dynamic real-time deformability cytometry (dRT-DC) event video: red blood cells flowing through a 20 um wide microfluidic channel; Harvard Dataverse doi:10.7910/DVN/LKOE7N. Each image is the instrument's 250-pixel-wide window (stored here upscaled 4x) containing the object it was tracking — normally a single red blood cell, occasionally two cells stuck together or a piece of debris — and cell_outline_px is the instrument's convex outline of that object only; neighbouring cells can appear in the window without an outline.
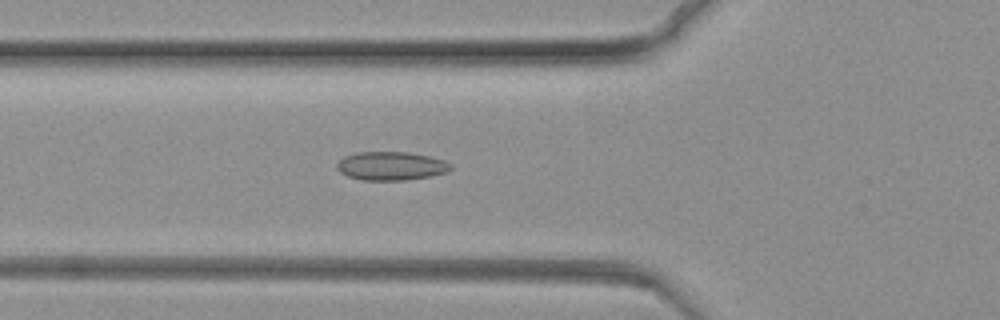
{"species": "common noctule bat (a hibernating species)", "species_latin": "Nyctalus noctula", "temperature_condition": "warm", "stored_images_in_passage": 44, "camera_frame_rate_fps": 3000, "um_per_image_px": 0.085, "animal": {"sex": "female", "body_mass_g": 19.3, "forearm_length_mm": 54.1}, "frame": {"image": 1, "passage_image": 28, "time_ms": 9.0, "image_size_px": [1000, 320], "cell_outline_px": [[452, 168], [444, 172], [432, 176], [404, 180], [364, 180], [348, 176], [340, 172], [336, 168], [336, 164], [344, 156], [356, 152], [408, 152], [428, 156], [444, 160], [452, 164]], "centroid_in_image_um": [33.23, 14.1], "position_along_channel_um": 92.6, "area_um2": 18.9}}
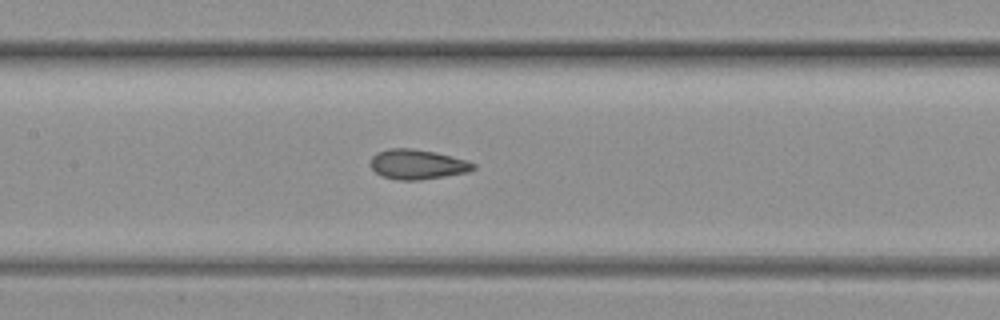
{"frame": {"image": 2, "passage_image": 37, "time_ms": 12.0, "image_size_px": [1000, 320], "cell_outline_px": [[476, 168], [468, 172], [420, 180], [396, 180], [384, 176], [376, 172], [372, 168], [372, 156], [376, 152], [388, 148], [412, 148], [436, 152], [468, 160], [476, 164]], "centroid_in_image_um": [35.51, 13.96], "position_along_channel_um": 171.9, "area_um2": 17.92}}
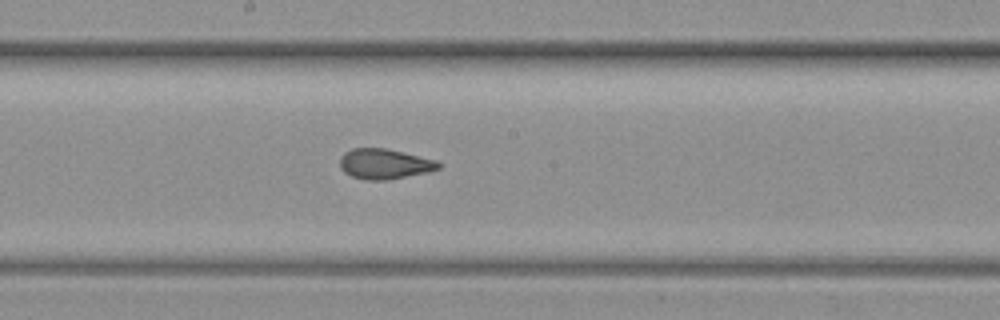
{"frame": {"image": 3, "passage_image": 42, "time_ms": 13.667, "image_size_px": [1000, 320], "cell_outline_px": [[440, 168], [428, 172], [388, 180], [364, 180], [352, 176], [344, 172], [340, 168], [340, 156], [344, 152], [352, 148], [384, 148], [436, 160], [440, 164]], "centroid_in_image_um": [32.64, 13.94], "position_along_channel_um": 215.6, "area_um2": 17.34}}